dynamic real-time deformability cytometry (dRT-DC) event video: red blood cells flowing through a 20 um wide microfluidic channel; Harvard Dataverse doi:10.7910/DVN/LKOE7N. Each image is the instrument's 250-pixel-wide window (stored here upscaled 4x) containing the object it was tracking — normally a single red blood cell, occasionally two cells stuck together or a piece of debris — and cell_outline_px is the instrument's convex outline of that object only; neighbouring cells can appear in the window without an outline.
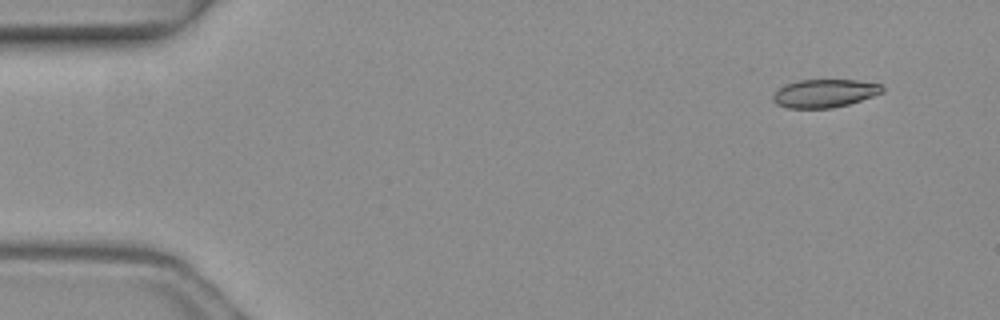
{"species": "common noctule bat (a hibernating species)", "species_latin": "Nyctalus noctula", "temperature_condition": "warm", "stored_images_in_passage": 4, "camera_frame_rate_fps": 3000, "um_per_image_px": 0.085, "animal": {"sex": "female", "body_mass_g": 19.3, "forearm_length_mm": 54.1}, "frame": {"image": 1, "passage_image": 1, "time_ms": 0.0, "image_size_px": [1000, 320], "cell_outline_px": [[884, 92], [848, 104], [832, 108], [788, 108], [776, 104], [772, 100], [772, 96], [784, 84], [800, 80], [856, 80], [884, 84]], "centroid_in_image_um": [70.1, 7.93], "position_along_channel_um": 14.9, "area_um2": 17.98}}